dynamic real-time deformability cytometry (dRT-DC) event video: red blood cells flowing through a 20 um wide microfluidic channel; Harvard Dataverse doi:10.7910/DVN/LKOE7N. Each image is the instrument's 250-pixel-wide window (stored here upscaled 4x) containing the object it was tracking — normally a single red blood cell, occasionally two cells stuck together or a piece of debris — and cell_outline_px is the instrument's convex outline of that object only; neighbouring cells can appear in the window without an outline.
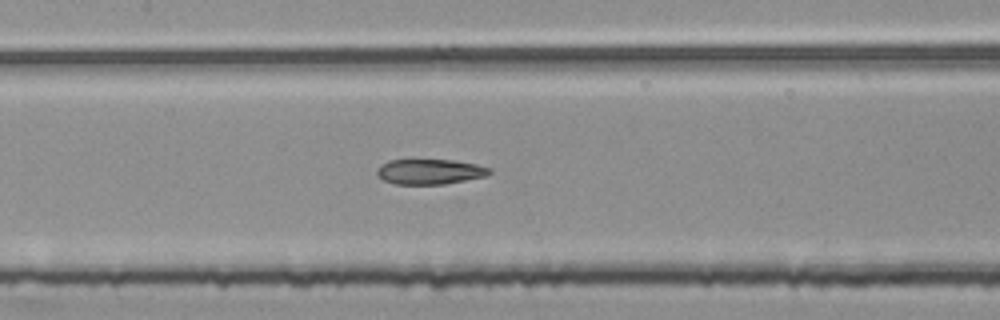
{"species": "common noctule bat (a hibernating species)", "species_latin": "Nyctalus noctula", "temperature_condition": "room temperature", "stored_images_in_passage": 55, "segment_of_instrument_passage": [2, 2], "camera_frame_rate_fps": 3000, "um_per_image_px": 0.085, "animal": {"sex": "female", "body_mass_g": 25.1}, "frame": {"image": 1, "passage_image": 26, "time_ms": 8.333, "image_size_px": [1000, 320], "cell_outline_px": [[492, 172], [488, 176], [444, 184], [396, 184], [384, 180], [376, 172], [380, 164], [388, 160], [452, 160], [476, 164], [492, 168]], "centroid_in_image_um": [36.58, 14.59], "position_along_channel_um": 170.8, "area_um2": 16.53}}
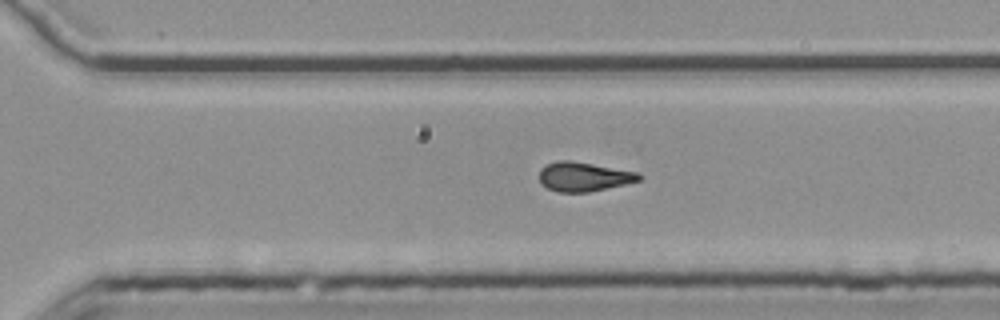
{"frame": {"image": 2, "passage_image": 38, "time_ms": 12.333, "image_size_px": [1000, 320], "cell_outline_px": [[644, 176], [640, 180], [624, 184], [588, 192], [556, 192], [540, 184], [540, 168], [556, 160], [568, 160], [592, 164], [636, 172]], "centroid_in_image_um": [49.58, 15.02], "position_along_channel_um": 321.0, "area_um2": 16.82}}
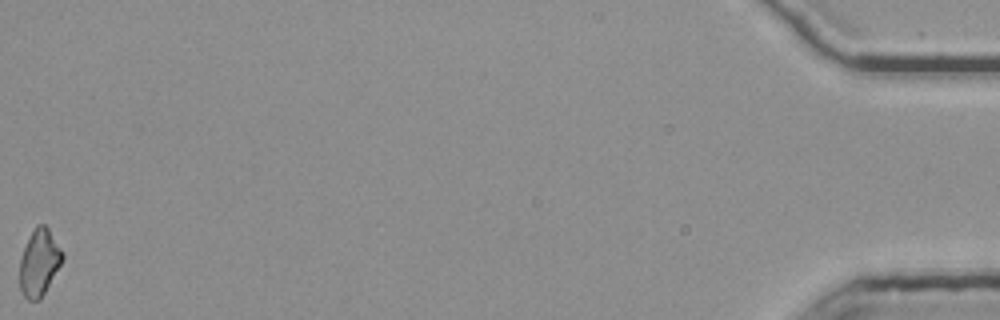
{"frame": {"image": 3, "passage_image": 55, "time_ms": 18.0, "image_size_px": [1000, 320], "cell_outline_px": [[64, 256], [60, 264], [40, 300], [28, 300], [20, 292], [20, 260], [24, 248], [36, 224], [44, 224], [48, 228], [60, 248]], "centroid_in_image_um": [3.31, 22.33], "position_along_channel_um": 431.9, "area_um2": 16.18}}